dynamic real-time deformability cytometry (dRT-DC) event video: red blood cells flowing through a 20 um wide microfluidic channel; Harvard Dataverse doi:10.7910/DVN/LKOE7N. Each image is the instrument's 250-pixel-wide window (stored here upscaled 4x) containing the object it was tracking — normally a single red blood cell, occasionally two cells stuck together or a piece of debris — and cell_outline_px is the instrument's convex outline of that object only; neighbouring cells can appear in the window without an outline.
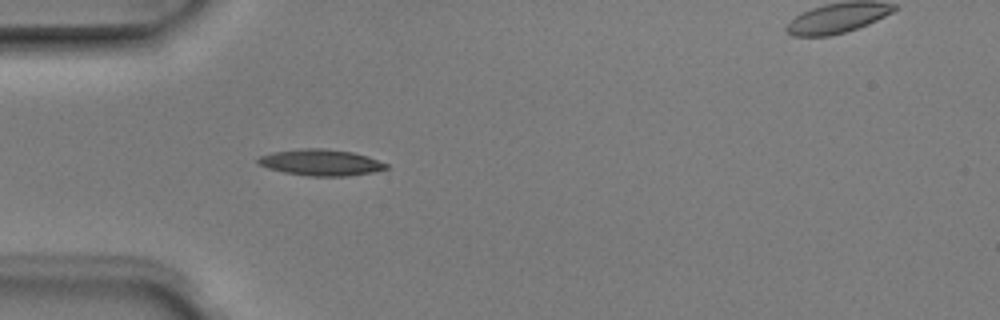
{"species": "Egyptian fruit bat (a non-hibernating species)", "species_latin": "Rousettus aegyptiacus", "temperature_condition": "room temperature", "stored_images_in_passage": 5, "camera_frame_rate_fps": 3000, "um_per_image_px": 0.085, "animal": {"sex": "male"}, "frame": {"image": 1, "passage_image": 4, "time_ms": 1.0, "image_size_px": [1000, 320], "cell_outline_px": [[388, 168], [372, 172], [348, 176], [308, 176], [284, 172], [268, 168], [260, 164], [256, 160], [260, 156], [272, 152], [304, 148], [320, 148], [352, 152], [368, 156], [388, 164]], "centroid_in_image_um": [27.28, 13.81], "position_along_channel_um": 57.7, "area_um2": 19.48}}